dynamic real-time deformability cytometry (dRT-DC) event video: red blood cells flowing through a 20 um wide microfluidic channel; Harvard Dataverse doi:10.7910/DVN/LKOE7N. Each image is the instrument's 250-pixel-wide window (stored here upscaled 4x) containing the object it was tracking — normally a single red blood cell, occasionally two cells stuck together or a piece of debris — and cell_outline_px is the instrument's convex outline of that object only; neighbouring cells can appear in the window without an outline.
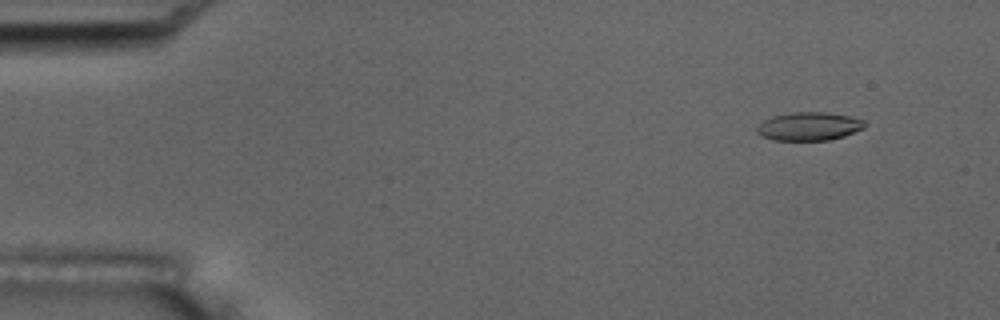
{"species": "common noctule bat (a hibernating species)", "species_latin": "Nyctalus noctula", "temperature_condition": "room temperature", "stored_images_in_passage": 5, "camera_frame_rate_fps": 3000, "um_per_image_px": 0.085, "animal": {"sex": "male", "body_mass_g": 17.5, "forearm_length_mm": 52.3}, "frame": {"image": 1, "passage_image": 2, "time_ms": 1.333, "image_size_px": [1000, 320], "cell_outline_px": [[864, 128], [844, 136], [828, 140], [772, 140], [760, 136], [756, 132], [756, 128], [764, 120], [772, 116], [792, 112], [824, 112], [848, 116], [864, 120]], "centroid_in_image_um": [68.72, 10.74], "position_along_channel_um": 16.3, "area_um2": 17.74}}
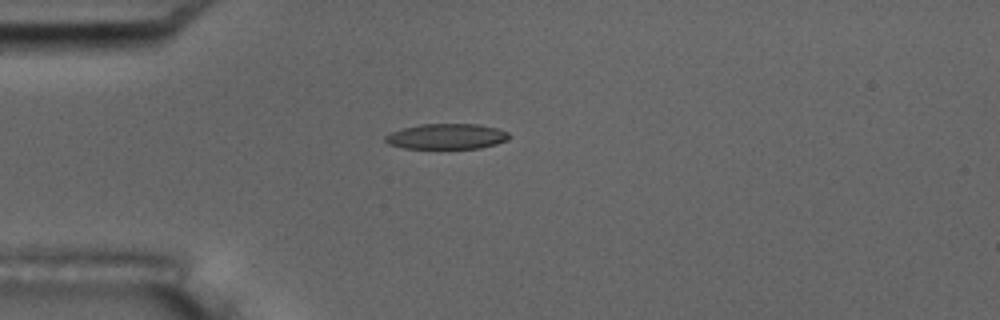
{"frame": {"image": 2, "passage_image": 5, "time_ms": 4.667, "image_size_px": [1000, 320], "cell_outline_px": [[512, 136], [508, 140], [496, 144], [480, 148], [404, 148], [388, 144], [384, 140], [384, 136], [392, 132], [404, 128], [420, 124], [480, 124], [496, 128], [508, 132]], "centroid_in_image_um": [37.99, 11.59], "position_along_channel_um": 47.0, "area_um2": 18.38}}